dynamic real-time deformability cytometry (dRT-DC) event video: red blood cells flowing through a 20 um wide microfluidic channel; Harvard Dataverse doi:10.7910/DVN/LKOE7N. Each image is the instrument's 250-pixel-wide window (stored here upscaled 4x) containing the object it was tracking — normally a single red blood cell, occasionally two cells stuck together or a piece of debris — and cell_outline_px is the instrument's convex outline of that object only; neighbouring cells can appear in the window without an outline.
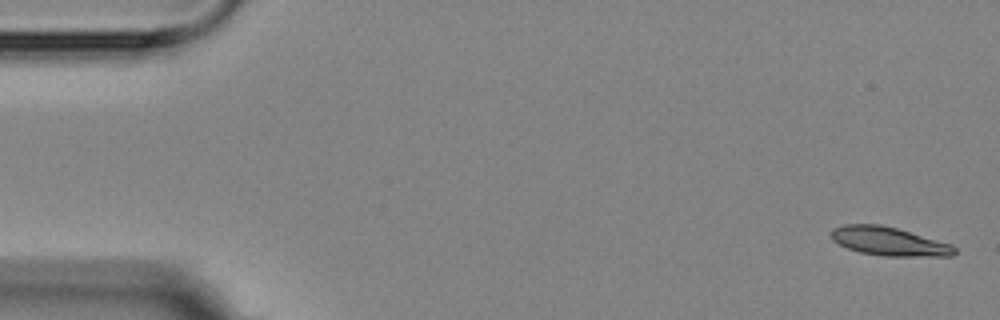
{"species": "Egyptian fruit bat (a non-hibernating species)", "species_latin": "Rousettus aegyptiacus", "temperature_condition": "room temperature", "stored_images_in_passage": 5, "camera_frame_rate_fps": 3000, "um_per_image_px": 0.085, "animal": {"sex": "female"}, "frame": {"image": 1, "passage_image": 1, "time_ms": 0.0, "image_size_px": [1000, 320], "cell_outline_px": [[956, 252], [952, 256], [884, 256], [860, 252], [848, 248], [832, 240], [832, 228], [844, 224], [880, 224], [896, 228], [952, 244], [956, 248]], "centroid_in_image_um": [75.57, 20.51], "position_along_channel_um": 9.4, "area_um2": 20.46}}
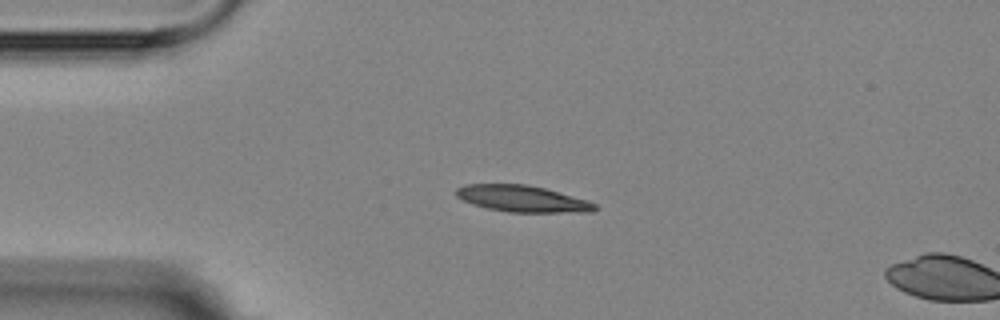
{"frame": {"image": 2, "passage_image": 4, "time_ms": 3.667, "image_size_px": [1000, 320], "cell_outline_px": [[596, 208], [592, 212], [508, 212], [488, 208], [472, 204], [456, 196], [456, 188], [464, 184], [524, 184], [544, 188], [588, 200], [596, 204]], "centroid_in_image_um": [44.39, 16.89], "position_along_channel_um": 40.6, "area_um2": 21.27}}